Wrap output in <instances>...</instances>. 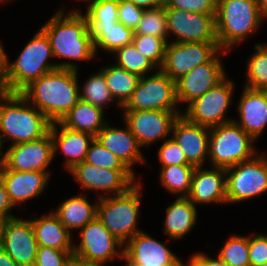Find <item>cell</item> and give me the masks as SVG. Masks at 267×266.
I'll return each instance as SVG.
<instances>
[{
	"label": "cell",
	"instance_id": "1",
	"mask_svg": "<svg viewBox=\"0 0 267 266\" xmlns=\"http://www.w3.org/2000/svg\"><path fill=\"white\" fill-rule=\"evenodd\" d=\"M64 12L60 7L41 29L49 38L54 58L68 60L56 63L57 68L78 70L77 64L70 60L88 62L94 59V42L84 13L76 9Z\"/></svg>",
	"mask_w": 267,
	"mask_h": 266
},
{
	"label": "cell",
	"instance_id": "2",
	"mask_svg": "<svg viewBox=\"0 0 267 266\" xmlns=\"http://www.w3.org/2000/svg\"><path fill=\"white\" fill-rule=\"evenodd\" d=\"M78 70L57 68L33 80L20 93L51 122L62 118L80 100Z\"/></svg>",
	"mask_w": 267,
	"mask_h": 266
},
{
	"label": "cell",
	"instance_id": "3",
	"mask_svg": "<svg viewBox=\"0 0 267 266\" xmlns=\"http://www.w3.org/2000/svg\"><path fill=\"white\" fill-rule=\"evenodd\" d=\"M51 122L20 92L0 93V141L10 145L34 141L49 132Z\"/></svg>",
	"mask_w": 267,
	"mask_h": 266
},
{
	"label": "cell",
	"instance_id": "4",
	"mask_svg": "<svg viewBox=\"0 0 267 266\" xmlns=\"http://www.w3.org/2000/svg\"><path fill=\"white\" fill-rule=\"evenodd\" d=\"M263 19L258 0H217L215 23L221 50L229 52L249 38Z\"/></svg>",
	"mask_w": 267,
	"mask_h": 266
},
{
	"label": "cell",
	"instance_id": "5",
	"mask_svg": "<svg viewBox=\"0 0 267 266\" xmlns=\"http://www.w3.org/2000/svg\"><path fill=\"white\" fill-rule=\"evenodd\" d=\"M141 182L127 192L98 199L96 217L124 245L137 233L141 206Z\"/></svg>",
	"mask_w": 267,
	"mask_h": 266
},
{
	"label": "cell",
	"instance_id": "6",
	"mask_svg": "<svg viewBox=\"0 0 267 266\" xmlns=\"http://www.w3.org/2000/svg\"><path fill=\"white\" fill-rule=\"evenodd\" d=\"M51 58L54 55L49 38L40 28L16 60L8 62L9 93L21 92L33 80L57 69L56 63H49Z\"/></svg>",
	"mask_w": 267,
	"mask_h": 266
},
{
	"label": "cell",
	"instance_id": "7",
	"mask_svg": "<svg viewBox=\"0 0 267 266\" xmlns=\"http://www.w3.org/2000/svg\"><path fill=\"white\" fill-rule=\"evenodd\" d=\"M254 142L255 140L233 121L211 127L208 161L213 167L226 169L250 160L258 153Z\"/></svg>",
	"mask_w": 267,
	"mask_h": 266
},
{
	"label": "cell",
	"instance_id": "8",
	"mask_svg": "<svg viewBox=\"0 0 267 266\" xmlns=\"http://www.w3.org/2000/svg\"><path fill=\"white\" fill-rule=\"evenodd\" d=\"M227 203H239L267 191V156L257 153L252 159L228 167Z\"/></svg>",
	"mask_w": 267,
	"mask_h": 266
},
{
	"label": "cell",
	"instance_id": "9",
	"mask_svg": "<svg viewBox=\"0 0 267 266\" xmlns=\"http://www.w3.org/2000/svg\"><path fill=\"white\" fill-rule=\"evenodd\" d=\"M177 104L176 82L159 69L150 76L140 77L122 110L180 111Z\"/></svg>",
	"mask_w": 267,
	"mask_h": 266
},
{
	"label": "cell",
	"instance_id": "10",
	"mask_svg": "<svg viewBox=\"0 0 267 266\" xmlns=\"http://www.w3.org/2000/svg\"><path fill=\"white\" fill-rule=\"evenodd\" d=\"M79 233L81 241L77 246H73L75 259L100 265L110 263L115 258L124 259V244L113 236L97 217L81 228Z\"/></svg>",
	"mask_w": 267,
	"mask_h": 266
},
{
	"label": "cell",
	"instance_id": "11",
	"mask_svg": "<svg viewBox=\"0 0 267 266\" xmlns=\"http://www.w3.org/2000/svg\"><path fill=\"white\" fill-rule=\"evenodd\" d=\"M234 86V82L225 78L204 95L188 103L181 115L190 122L209 128L232 122L233 119L227 118L226 113L232 104Z\"/></svg>",
	"mask_w": 267,
	"mask_h": 266
},
{
	"label": "cell",
	"instance_id": "12",
	"mask_svg": "<svg viewBox=\"0 0 267 266\" xmlns=\"http://www.w3.org/2000/svg\"><path fill=\"white\" fill-rule=\"evenodd\" d=\"M68 172L86 190L101 191L98 198L127 192L136 181L135 172L130 169H104L83 161ZM104 193V194H102Z\"/></svg>",
	"mask_w": 267,
	"mask_h": 266
},
{
	"label": "cell",
	"instance_id": "13",
	"mask_svg": "<svg viewBox=\"0 0 267 266\" xmlns=\"http://www.w3.org/2000/svg\"><path fill=\"white\" fill-rule=\"evenodd\" d=\"M220 50L218 43L168 42L159 69L176 81L196 66L210 61Z\"/></svg>",
	"mask_w": 267,
	"mask_h": 266
},
{
	"label": "cell",
	"instance_id": "14",
	"mask_svg": "<svg viewBox=\"0 0 267 266\" xmlns=\"http://www.w3.org/2000/svg\"><path fill=\"white\" fill-rule=\"evenodd\" d=\"M215 15L166 8L169 36L176 37L171 42L218 43Z\"/></svg>",
	"mask_w": 267,
	"mask_h": 266
},
{
	"label": "cell",
	"instance_id": "15",
	"mask_svg": "<svg viewBox=\"0 0 267 266\" xmlns=\"http://www.w3.org/2000/svg\"><path fill=\"white\" fill-rule=\"evenodd\" d=\"M123 120L141 147H148L159 140L171 137L175 119L180 111L122 110Z\"/></svg>",
	"mask_w": 267,
	"mask_h": 266
},
{
	"label": "cell",
	"instance_id": "16",
	"mask_svg": "<svg viewBox=\"0 0 267 266\" xmlns=\"http://www.w3.org/2000/svg\"><path fill=\"white\" fill-rule=\"evenodd\" d=\"M227 53L220 50L210 61L196 66L175 81L178 105L190 103L226 78V71L223 63L221 64L219 54Z\"/></svg>",
	"mask_w": 267,
	"mask_h": 266
},
{
	"label": "cell",
	"instance_id": "17",
	"mask_svg": "<svg viewBox=\"0 0 267 266\" xmlns=\"http://www.w3.org/2000/svg\"><path fill=\"white\" fill-rule=\"evenodd\" d=\"M53 142L50 132L38 140L10 145L0 161L10 170L44 171L53 161Z\"/></svg>",
	"mask_w": 267,
	"mask_h": 266
},
{
	"label": "cell",
	"instance_id": "18",
	"mask_svg": "<svg viewBox=\"0 0 267 266\" xmlns=\"http://www.w3.org/2000/svg\"><path fill=\"white\" fill-rule=\"evenodd\" d=\"M0 247L19 266H29L35 263L38 243L35 238L31 219L18 217L4 222Z\"/></svg>",
	"mask_w": 267,
	"mask_h": 266
},
{
	"label": "cell",
	"instance_id": "19",
	"mask_svg": "<svg viewBox=\"0 0 267 266\" xmlns=\"http://www.w3.org/2000/svg\"><path fill=\"white\" fill-rule=\"evenodd\" d=\"M127 266H186L167 246L145 231L137 233L124 246Z\"/></svg>",
	"mask_w": 267,
	"mask_h": 266
},
{
	"label": "cell",
	"instance_id": "20",
	"mask_svg": "<svg viewBox=\"0 0 267 266\" xmlns=\"http://www.w3.org/2000/svg\"><path fill=\"white\" fill-rule=\"evenodd\" d=\"M209 134V127L190 122L179 115L170 135L182 148L187 161L195 167H201L209 154Z\"/></svg>",
	"mask_w": 267,
	"mask_h": 266
},
{
	"label": "cell",
	"instance_id": "21",
	"mask_svg": "<svg viewBox=\"0 0 267 266\" xmlns=\"http://www.w3.org/2000/svg\"><path fill=\"white\" fill-rule=\"evenodd\" d=\"M49 173L10 170L0 161V180L6 187L15 207L40 194L42 195L50 180Z\"/></svg>",
	"mask_w": 267,
	"mask_h": 266
},
{
	"label": "cell",
	"instance_id": "22",
	"mask_svg": "<svg viewBox=\"0 0 267 266\" xmlns=\"http://www.w3.org/2000/svg\"><path fill=\"white\" fill-rule=\"evenodd\" d=\"M237 109L240 120L232 121L257 141L267 128V91L244 87Z\"/></svg>",
	"mask_w": 267,
	"mask_h": 266
},
{
	"label": "cell",
	"instance_id": "23",
	"mask_svg": "<svg viewBox=\"0 0 267 266\" xmlns=\"http://www.w3.org/2000/svg\"><path fill=\"white\" fill-rule=\"evenodd\" d=\"M196 167L192 175L191 191L187 196L197 204L227 203L225 168L212 167L211 170Z\"/></svg>",
	"mask_w": 267,
	"mask_h": 266
},
{
	"label": "cell",
	"instance_id": "24",
	"mask_svg": "<svg viewBox=\"0 0 267 266\" xmlns=\"http://www.w3.org/2000/svg\"><path fill=\"white\" fill-rule=\"evenodd\" d=\"M49 132L53 142V157L60 150L66 158L64 166L67 171L85 160L88 149L95 139L91 134L68 129L60 122L51 123Z\"/></svg>",
	"mask_w": 267,
	"mask_h": 266
},
{
	"label": "cell",
	"instance_id": "25",
	"mask_svg": "<svg viewBox=\"0 0 267 266\" xmlns=\"http://www.w3.org/2000/svg\"><path fill=\"white\" fill-rule=\"evenodd\" d=\"M108 124L107 122L95 138L134 172V164L146 163V159L142 155L141 146L126 123L125 128H117Z\"/></svg>",
	"mask_w": 267,
	"mask_h": 266
},
{
	"label": "cell",
	"instance_id": "26",
	"mask_svg": "<svg viewBox=\"0 0 267 266\" xmlns=\"http://www.w3.org/2000/svg\"><path fill=\"white\" fill-rule=\"evenodd\" d=\"M38 246L54 248L62 251H73L71 233L51 211L40 218L31 219Z\"/></svg>",
	"mask_w": 267,
	"mask_h": 266
},
{
	"label": "cell",
	"instance_id": "27",
	"mask_svg": "<svg viewBox=\"0 0 267 266\" xmlns=\"http://www.w3.org/2000/svg\"><path fill=\"white\" fill-rule=\"evenodd\" d=\"M196 205L188 197H176L166 208L164 233L169 239L178 240L192 231L197 222Z\"/></svg>",
	"mask_w": 267,
	"mask_h": 266
},
{
	"label": "cell",
	"instance_id": "28",
	"mask_svg": "<svg viewBox=\"0 0 267 266\" xmlns=\"http://www.w3.org/2000/svg\"><path fill=\"white\" fill-rule=\"evenodd\" d=\"M98 200L91 204L86 195L73 196L64 200L53 213L59 218V221L71 233L72 230H80L86 224L96 218Z\"/></svg>",
	"mask_w": 267,
	"mask_h": 266
},
{
	"label": "cell",
	"instance_id": "29",
	"mask_svg": "<svg viewBox=\"0 0 267 266\" xmlns=\"http://www.w3.org/2000/svg\"><path fill=\"white\" fill-rule=\"evenodd\" d=\"M104 114L102 108L80 99L60 123L68 129L85 132L96 137L108 122L105 121Z\"/></svg>",
	"mask_w": 267,
	"mask_h": 266
},
{
	"label": "cell",
	"instance_id": "30",
	"mask_svg": "<svg viewBox=\"0 0 267 266\" xmlns=\"http://www.w3.org/2000/svg\"><path fill=\"white\" fill-rule=\"evenodd\" d=\"M101 72L105 77L110 94L116 101L117 106H119L120 109L123 108L136 89L140 76L128 72L116 64L104 66Z\"/></svg>",
	"mask_w": 267,
	"mask_h": 266
},
{
	"label": "cell",
	"instance_id": "31",
	"mask_svg": "<svg viewBox=\"0 0 267 266\" xmlns=\"http://www.w3.org/2000/svg\"><path fill=\"white\" fill-rule=\"evenodd\" d=\"M88 29L96 54L98 49L114 53L117 49L132 44L134 37V31L119 22L108 26H88Z\"/></svg>",
	"mask_w": 267,
	"mask_h": 266
},
{
	"label": "cell",
	"instance_id": "32",
	"mask_svg": "<svg viewBox=\"0 0 267 266\" xmlns=\"http://www.w3.org/2000/svg\"><path fill=\"white\" fill-rule=\"evenodd\" d=\"M194 165L161 166L160 182L171 194L187 197L191 191Z\"/></svg>",
	"mask_w": 267,
	"mask_h": 266
},
{
	"label": "cell",
	"instance_id": "33",
	"mask_svg": "<svg viewBox=\"0 0 267 266\" xmlns=\"http://www.w3.org/2000/svg\"><path fill=\"white\" fill-rule=\"evenodd\" d=\"M254 47L255 53L247 62L245 87L267 91V48L260 43Z\"/></svg>",
	"mask_w": 267,
	"mask_h": 266
},
{
	"label": "cell",
	"instance_id": "34",
	"mask_svg": "<svg viewBox=\"0 0 267 266\" xmlns=\"http://www.w3.org/2000/svg\"><path fill=\"white\" fill-rule=\"evenodd\" d=\"M113 54L116 56L115 64L117 66L140 77L154 71V68L157 69V66L148 57L139 52L133 44L123 46Z\"/></svg>",
	"mask_w": 267,
	"mask_h": 266
},
{
	"label": "cell",
	"instance_id": "35",
	"mask_svg": "<svg viewBox=\"0 0 267 266\" xmlns=\"http://www.w3.org/2000/svg\"><path fill=\"white\" fill-rule=\"evenodd\" d=\"M82 87L83 92H80V99L84 102L91 103L103 110L108 103L115 102L101 71L89 76Z\"/></svg>",
	"mask_w": 267,
	"mask_h": 266
},
{
	"label": "cell",
	"instance_id": "36",
	"mask_svg": "<svg viewBox=\"0 0 267 266\" xmlns=\"http://www.w3.org/2000/svg\"><path fill=\"white\" fill-rule=\"evenodd\" d=\"M119 0H93L86 6L88 26H108L118 22Z\"/></svg>",
	"mask_w": 267,
	"mask_h": 266
},
{
	"label": "cell",
	"instance_id": "37",
	"mask_svg": "<svg viewBox=\"0 0 267 266\" xmlns=\"http://www.w3.org/2000/svg\"><path fill=\"white\" fill-rule=\"evenodd\" d=\"M134 34H149L162 38L168 43L169 33L165 6L144 9L142 19L135 29Z\"/></svg>",
	"mask_w": 267,
	"mask_h": 266
},
{
	"label": "cell",
	"instance_id": "38",
	"mask_svg": "<svg viewBox=\"0 0 267 266\" xmlns=\"http://www.w3.org/2000/svg\"><path fill=\"white\" fill-rule=\"evenodd\" d=\"M218 254L228 266H250L249 236H230Z\"/></svg>",
	"mask_w": 267,
	"mask_h": 266
},
{
	"label": "cell",
	"instance_id": "39",
	"mask_svg": "<svg viewBox=\"0 0 267 266\" xmlns=\"http://www.w3.org/2000/svg\"><path fill=\"white\" fill-rule=\"evenodd\" d=\"M132 44L139 52L148 57L157 68L162 66L167 44L162 38L149 34H134Z\"/></svg>",
	"mask_w": 267,
	"mask_h": 266
},
{
	"label": "cell",
	"instance_id": "40",
	"mask_svg": "<svg viewBox=\"0 0 267 266\" xmlns=\"http://www.w3.org/2000/svg\"><path fill=\"white\" fill-rule=\"evenodd\" d=\"M84 161L104 169H129L121 159L106 149L96 138L91 143Z\"/></svg>",
	"mask_w": 267,
	"mask_h": 266
},
{
	"label": "cell",
	"instance_id": "41",
	"mask_svg": "<svg viewBox=\"0 0 267 266\" xmlns=\"http://www.w3.org/2000/svg\"><path fill=\"white\" fill-rule=\"evenodd\" d=\"M157 153L160 166L191 165L187 161L182 148L172 137L163 141Z\"/></svg>",
	"mask_w": 267,
	"mask_h": 266
},
{
	"label": "cell",
	"instance_id": "42",
	"mask_svg": "<svg viewBox=\"0 0 267 266\" xmlns=\"http://www.w3.org/2000/svg\"><path fill=\"white\" fill-rule=\"evenodd\" d=\"M72 259L73 251L38 246L34 264L37 266H67Z\"/></svg>",
	"mask_w": 267,
	"mask_h": 266
},
{
	"label": "cell",
	"instance_id": "43",
	"mask_svg": "<svg viewBox=\"0 0 267 266\" xmlns=\"http://www.w3.org/2000/svg\"><path fill=\"white\" fill-rule=\"evenodd\" d=\"M217 0H165V8L216 14Z\"/></svg>",
	"mask_w": 267,
	"mask_h": 266
},
{
	"label": "cell",
	"instance_id": "44",
	"mask_svg": "<svg viewBox=\"0 0 267 266\" xmlns=\"http://www.w3.org/2000/svg\"><path fill=\"white\" fill-rule=\"evenodd\" d=\"M144 8L126 0H119L118 22L129 27L133 31L142 19Z\"/></svg>",
	"mask_w": 267,
	"mask_h": 266
},
{
	"label": "cell",
	"instance_id": "45",
	"mask_svg": "<svg viewBox=\"0 0 267 266\" xmlns=\"http://www.w3.org/2000/svg\"><path fill=\"white\" fill-rule=\"evenodd\" d=\"M250 266H261L267 263V236L265 234L249 235Z\"/></svg>",
	"mask_w": 267,
	"mask_h": 266
},
{
	"label": "cell",
	"instance_id": "46",
	"mask_svg": "<svg viewBox=\"0 0 267 266\" xmlns=\"http://www.w3.org/2000/svg\"><path fill=\"white\" fill-rule=\"evenodd\" d=\"M14 207L15 206L10 199L6 187L0 180V220L6 221L8 219L16 217L12 213H10Z\"/></svg>",
	"mask_w": 267,
	"mask_h": 266
},
{
	"label": "cell",
	"instance_id": "47",
	"mask_svg": "<svg viewBox=\"0 0 267 266\" xmlns=\"http://www.w3.org/2000/svg\"><path fill=\"white\" fill-rule=\"evenodd\" d=\"M186 266H228L222 259H220L218 256L217 258H210L205 253H195L192 254L191 258L188 261V264Z\"/></svg>",
	"mask_w": 267,
	"mask_h": 266
},
{
	"label": "cell",
	"instance_id": "48",
	"mask_svg": "<svg viewBox=\"0 0 267 266\" xmlns=\"http://www.w3.org/2000/svg\"><path fill=\"white\" fill-rule=\"evenodd\" d=\"M8 56L0 42V93H9Z\"/></svg>",
	"mask_w": 267,
	"mask_h": 266
},
{
	"label": "cell",
	"instance_id": "49",
	"mask_svg": "<svg viewBox=\"0 0 267 266\" xmlns=\"http://www.w3.org/2000/svg\"><path fill=\"white\" fill-rule=\"evenodd\" d=\"M144 9L165 6V0H126Z\"/></svg>",
	"mask_w": 267,
	"mask_h": 266
},
{
	"label": "cell",
	"instance_id": "50",
	"mask_svg": "<svg viewBox=\"0 0 267 266\" xmlns=\"http://www.w3.org/2000/svg\"><path fill=\"white\" fill-rule=\"evenodd\" d=\"M0 266H19L11 257L0 247Z\"/></svg>",
	"mask_w": 267,
	"mask_h": 266
},
{
	"label": "cell",
	"instance_id": "51",
	"mask_svg": "<svg viewBox=\"0 0 267 266\" xmlns=\"http://www.w3.org/2000/svg\"><path fill=\"white\" fill-rule=\"evenodd\" d=\"M67 266H105V265L85 263V262L79 261L73 257V259L68 263Z\"/></svg>",
	"mask_w": 267,
	"mask_h": 266
},
{
	"label": "cell",
	"instance_id": "52",
	"mask_svg": "<svg viewBox=\"0 0 267 266\" xmlns=\"http://www.w3.org/2000/svg\"><path fill=\"white\" fill-rule=\"evenodd\" d=\"M258 5L260 12L262 14V17L265 19L267 18V0H258Z\"/></svg>",
	"mask_w": 267,
	"mask_h": 266
},
{
	"label": "cell",
	"instance_id": "53",
	"mask_svg": "<svg viewBox=\"0 0 267 266\" xmlns=\"http://www.w3.org/2000/svg\"><path fill=\"white\" fill-rule=\"evenodd\" d=\"M4 222H5V221L0 220V245H1L2 229H3Z\"/></svg>",
	"mask_w": 267,
	"mask_h": 266
},
{
	"label": "cell",
	"instance_id": "54",
	"mask_svg": "<svg viewBox=\"0 0 267 266\" xmlns=\"http://www.w3.org/2000/svg\"><path fill=\"white\" fill-rule=\"evenodd\" d=\"M9 1H13V0H0V3H2V4H3L4 2H6V3H7V2H9Z\"/></svg>",
	"mask_w": 267,
	"mask_h": 266
},
{
	"label": "cell",
	"instance_id": "55",
	"mask_svg": "<svg viewBox=\"0 0 267 266\" xmlns=\"http://www.w3.org/2000/svg\"><path fill=\"white\" fill-rule=\"evenodd\" d=\"M3 153L2 151V145H1V141H0V157H1V154Z\"/></svg>",
	"mask_w": 267,
	"mask_h": 266
}]
</instances>
